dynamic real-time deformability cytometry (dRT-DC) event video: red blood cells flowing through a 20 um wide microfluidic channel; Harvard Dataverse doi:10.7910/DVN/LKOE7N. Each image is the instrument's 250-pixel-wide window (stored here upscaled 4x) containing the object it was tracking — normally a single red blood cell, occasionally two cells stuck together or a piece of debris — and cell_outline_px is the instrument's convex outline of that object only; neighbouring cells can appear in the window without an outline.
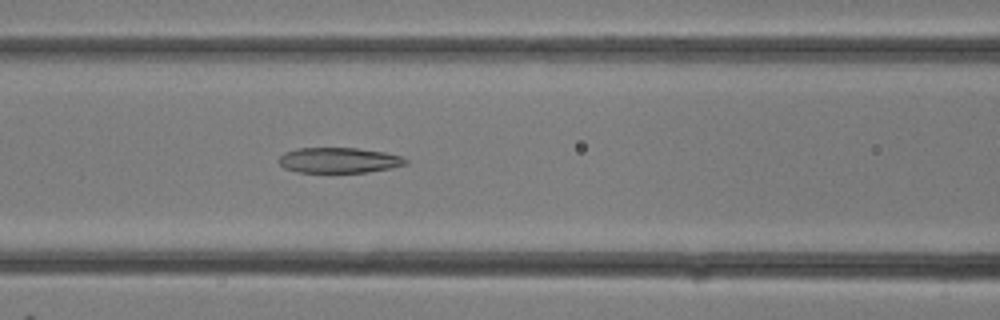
{"species": "common noctule bat (a hibernating species)", "species_latin": "Nyctalus noctula", "temperature_condition": "room temperature", "stored_images_in_passage": 13, "camera_frame_rate_fps": 3000, "um_per_image_px": 0.085, "animal": {"sex": "female"}, "frame": {"image": 1, "passage_image": 13, "time_ms": 4.0, "image_size_px": [1000, 320], "cell_outline_px": [[408, 164], [392, 168], [368, 172], [296, 172], [284, 168], [276, 160], [284, 152], [296, 148], [356, 148], [384, 152], [400, 156], [408, 160]], "centroid_in_image_um": [28.79, 13.62], "position_along_channel_um": 137.8, "area_um2": 18.9}}